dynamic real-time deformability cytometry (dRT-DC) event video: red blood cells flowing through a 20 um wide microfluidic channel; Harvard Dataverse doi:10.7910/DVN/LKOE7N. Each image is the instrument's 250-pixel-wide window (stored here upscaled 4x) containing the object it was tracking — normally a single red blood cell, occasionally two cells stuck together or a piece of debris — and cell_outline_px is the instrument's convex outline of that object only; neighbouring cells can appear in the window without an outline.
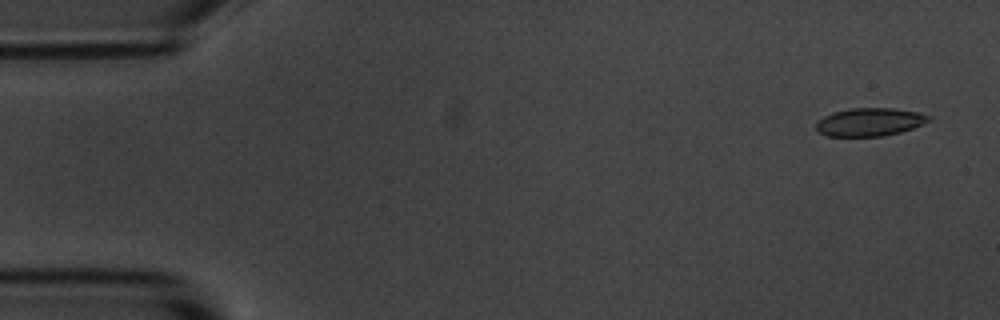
{"species": "common noctule bat (a hibernating species)", "species_latin": "Nyctalus noctula", "temperature_condition": "room temperature", "stored_images_in_passage": 4, "camera_frame_rate_fps": 3000, "um_per_image_px": 0.085, "animal": {"sex": "male", "body_mass_g": 20.1, "forearm_length_mm": 53.5}, "frame": {"image": 1, "passage_image": 1, "time_ms": 0.0, "image_size_px": [1000, 320], "cell_outline_px": [[932, 120], [924, 124], [900, 132], [884, 136], [828, 136], [820, 132], [816, 128], [816, 124], [824, 116], [832, 112], [852, 108], [892, 108], [916, 112], [932, 116]], "centroid_in_image_um": [73.96, 10.37], "position_along_channel_um": 11.0, "area_um2": 18.38}}
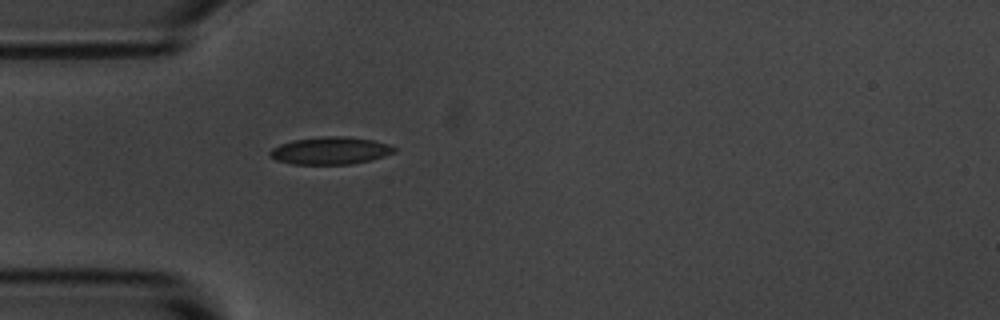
{"frame": {"image": 2, "passage_image": 4, "time_ms": 4.333, "image_size_px": [1000, 320], "cell_outline_px": [[396, 152], [372, 160], [352, 164], [292, 164], [276, 160], [268, 156], [268, 152], [272, 148], [280, 144], [292, 140], [324, 136], [344, 136], [372, 140], [388, 144], [396, 148]], "centroid_in_image_um": [28.06, 12.81], "position_along_channel_um": 56.9, "area_um2": 20.0}}